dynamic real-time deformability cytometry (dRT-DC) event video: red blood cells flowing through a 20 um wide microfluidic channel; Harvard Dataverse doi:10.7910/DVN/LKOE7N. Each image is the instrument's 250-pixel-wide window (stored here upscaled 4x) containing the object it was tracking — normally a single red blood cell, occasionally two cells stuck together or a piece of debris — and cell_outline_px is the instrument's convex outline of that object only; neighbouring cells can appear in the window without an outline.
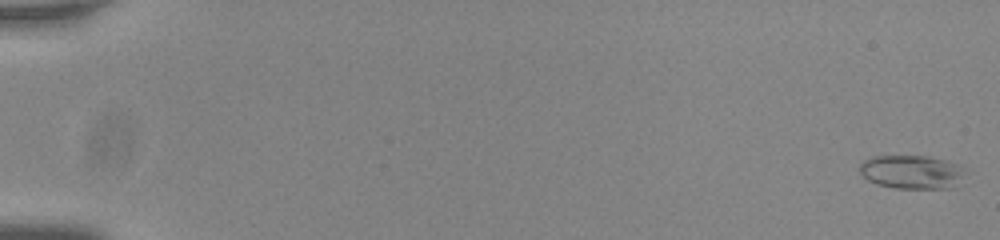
{"species": "common noctule bat (a hibernating species)", "species_latin": "Nyctalus noctula", "temperature_condition": "room temperature", "stored_images_in_passage": 56, "camera_frame_rate_fps": 3000, "um_per_image_px": 0.085, "animal": {"sex": "male", "body_mass_g": 20.0, "forearm_length_mm": 53.3}, "frame": {"image": 1, "passage_image": 1, "time_ms": 0.0, "image_size_px": [1000, 240], "cell_outline_px": [[964, 168], [956, 188], [896, 188], [876, 184], [868, 180], [860, 172], [860, 164], [864, 160], [872, 156], [932, 156], [960, 164]], "centroid_in_image_um": [77.5, 14.61], "position_along_channel_um": 7.5, "area_um2": 20.75}}
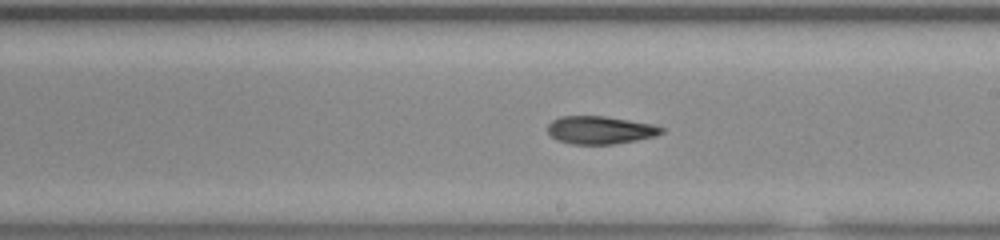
{"frame": {"image": 2, "passage_image": 34, "time_ms": 11.0, "image_size_px": [1000, 240], "cell_outline_px": [[664, 132], [656, 136], [636, 140], [612, 144], [572, 144], [556, 140], [548, 132], [548, 124], [552, 120], [560, 116], [604, 116], [652, 124], [664, 128]], "centroid_in_image_um": [51.0, 11.05], "position_along_channel_um": 238.0, "area_um2": 18.44}}
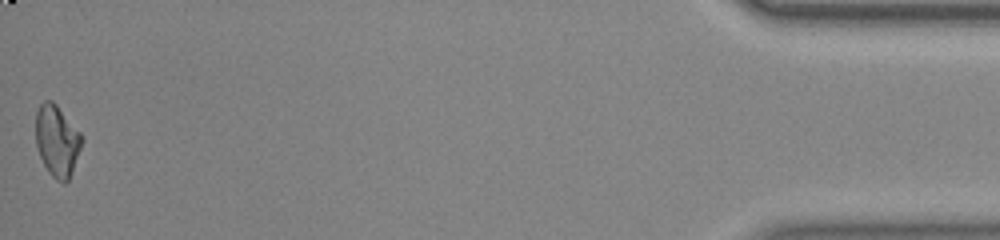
{"frame": {"image": 3, "passage_image": 56, "time_ms": 18.333, "image_size_px": [1000, 240], "cell_outline_px": [[84, 140], [68, 180], [64, 184], [56, 180], [48, 172], [40, 156], [36, 144], [36, 112], [40, 104], [44, 100], [52, 100], [56, 104], [84, 136]], "centroid_in_image_um": [4.86, 11.95], "position_along_channel_um": 430.3, "area_um2": 19.19}, "authors_computed_cell_mechanics": {"area_um2": 19.2474, "velocity_mm_per_s": 3.7788, "shape_relaxation_time_tau1_ms": 9.1498, "shape_relaxation_time_tau2_ms": 4.0918, "deformation_change_tau1": 0.2298, "deformation_change_tau2": 0.1124}}